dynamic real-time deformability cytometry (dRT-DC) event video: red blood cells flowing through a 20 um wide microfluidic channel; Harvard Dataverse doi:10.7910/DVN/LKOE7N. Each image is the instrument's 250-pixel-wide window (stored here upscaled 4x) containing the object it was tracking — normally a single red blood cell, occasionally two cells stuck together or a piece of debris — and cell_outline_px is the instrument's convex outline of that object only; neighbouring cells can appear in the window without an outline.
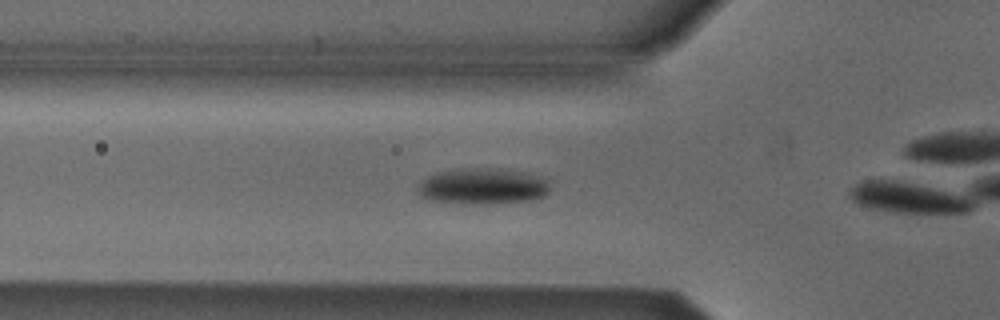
{"species": "Egyptian fruit bat (a non-hibernating species)", "species_latin": "Rousettus aegyptiacus", "temperature_condition": "cold", "stored_images_in_passage": 28, "camera_frame_rate_fps": 3000, "um_per_image_px": 0.085, "animal": {"sex": "male"}, "frame": {"image": 1, "passage_image": 4, "time_ms": 1.0, "image_size_px": [1000, 320], "cell_outline_px": [[548, 192], [544, 196], [536, 200], [488, 204], [464, 204], [428, 200], [420, 196], [416, 192], [416, 184], [420, 180], [436, 172], [476, 168], [528, 172], [540, 176], [548, 184]], "centroid_in_image_um": [40.97, 15.86], "position_along_channel_um": 84.8, "area_um2": 27.98}}
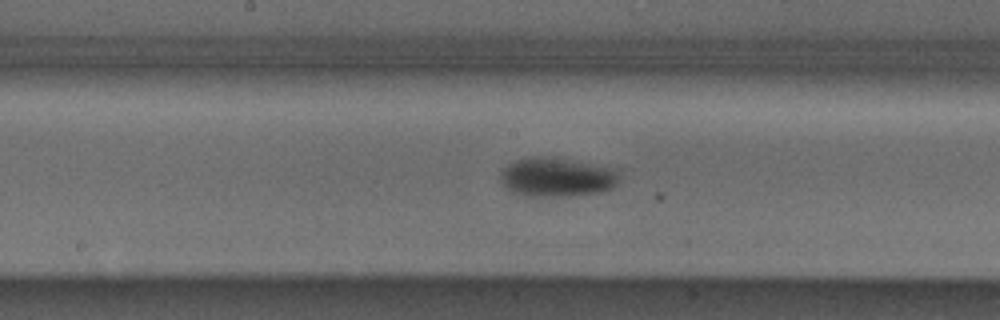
{"frame": {"image": 2, "passage_image": 13, "time_ms": 4.0, "image_size_px": [1000, 320], "cell_outline_px": [[616, 184], [612, 188], [600, 192], [568, 196], [520, 196], [504, 188], [500, 180], [500, 172], [508, 164], [516, 160], [532, 156], [540, 156], [616, 168]], "centroid_in_image_um": [47.24, 15.08], "position_along_channel_um": 201.0, "area_um2": 26.88}}
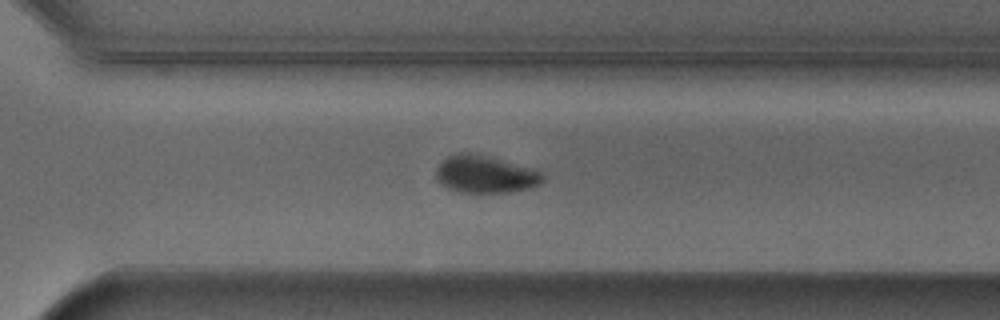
{"frame": {"image": 3, "passage_image": 23, "time_ms": 7.333, "image_size_px": [1000, 320], "cell_outline_px": [[544, 180], [540, 184], [532, 188], [508, 192], [456, 192], [444, 188], [436, 180], [436, 168], [448, 156], [456, 152], [468, 152], [488, 156], [540, 172], [544, 176]], "centroid_in_image_um": [41.17, 14.83], "position_along_channel_um": 329.4, "area_um2": 23.18}}